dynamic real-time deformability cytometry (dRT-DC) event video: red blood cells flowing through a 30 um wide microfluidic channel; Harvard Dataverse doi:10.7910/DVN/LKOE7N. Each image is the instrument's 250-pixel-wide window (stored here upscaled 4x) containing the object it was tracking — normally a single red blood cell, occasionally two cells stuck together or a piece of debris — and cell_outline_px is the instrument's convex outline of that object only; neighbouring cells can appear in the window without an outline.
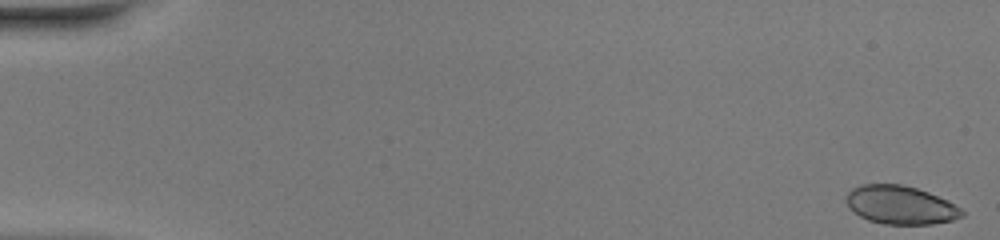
{"species": "common noctule bat (a hibernating species)", "species_latin": "Nyctalus noctula", "temperature_condition": "warm", "stored_images_in_passage": 17, "camera_frame_rate_fps": 3000, "um_per_image_px": 0.085, "animal": {"sex": "female", "body_mass_g": 20.0, "forearm_length_mm": 54.0}, "frame": {"image": 1, "passage_image": 1, "time_ms": 0.0, "image_size_px": [1000, 240], "cell_outline_px": [[964, 216], [952, 220], [932, 224], [884, 224], [868, 220], [860, 216], [848, 208], [844, 200], [848, 192], [852, 188], [860, 184], [900, 184], [916, 188], [928, 192], [948, 200], [960, 208], [964, 212]], "centroid_in_image_um": [76.51, 17.42], "position_along_channel_um": 8.5, "area_um2": 26.07}}